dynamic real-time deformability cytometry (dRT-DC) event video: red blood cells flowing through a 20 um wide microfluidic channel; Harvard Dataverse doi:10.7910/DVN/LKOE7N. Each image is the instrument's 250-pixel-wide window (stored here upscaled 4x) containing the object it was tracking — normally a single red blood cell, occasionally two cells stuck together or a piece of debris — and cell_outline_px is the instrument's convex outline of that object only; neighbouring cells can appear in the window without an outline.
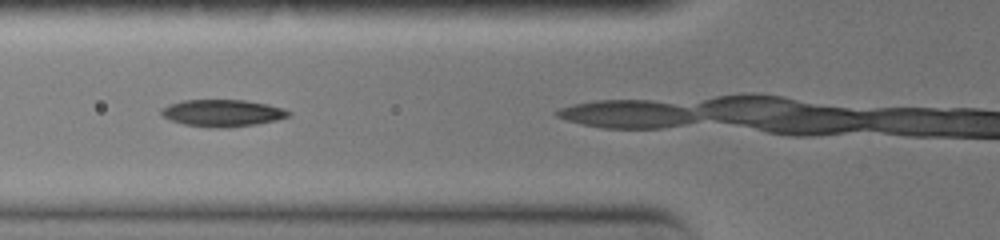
{"species": "common noctule bat (a hibernating species)", "species_latin": "Nyctalus noctula", "temperature_condition": "warm", "stored_images_in_passage": 7, "camera_frame_rate_fps": 3000, "um_per_image_px": 0.085, "animal": {"sex": "female", "body_mass_g": 19.0, "forearm_length_mm": 51.5}, "frame": {"image": 1, "passage_image": 5, "time_ms": 1.333, "image_size_px": [1000, 240], "cell_outline_px": [[292, 116], [276, 120], [256, 124], [228, 128], [216, 128], [184, 124], [172, 120], [164, 116], [160, 112], [160, 108], [168, 104], [184, 100], [244, 100], [268, 104], [284, 108], [292, 112]], "centroid_in_image_um": [18.95, 9.6], "position_along_channel_um": 106.8, "area_um2": 20.11}}